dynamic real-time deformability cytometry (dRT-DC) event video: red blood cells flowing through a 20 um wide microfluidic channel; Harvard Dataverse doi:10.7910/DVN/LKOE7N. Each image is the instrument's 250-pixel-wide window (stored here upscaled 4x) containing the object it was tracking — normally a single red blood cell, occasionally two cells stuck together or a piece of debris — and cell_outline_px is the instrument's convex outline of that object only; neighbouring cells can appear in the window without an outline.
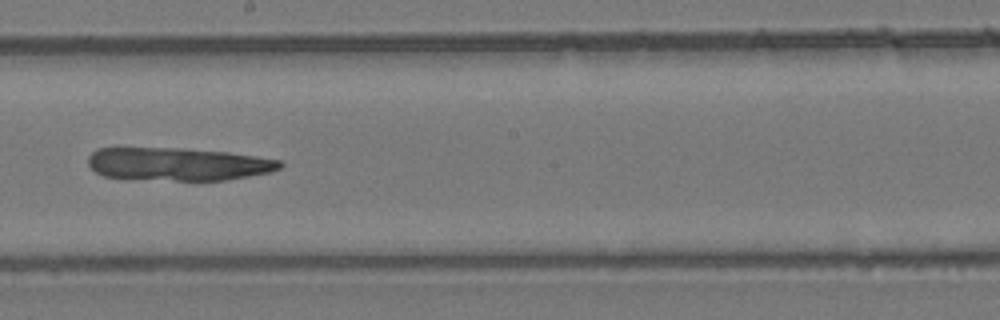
{"species": "common noctule bat (a hibernating species)", "species_latin": "Nyctalus noctula", "temperature_condition": "room temperature", "stored_images_in_passage": 47, "camera_frame_rate_fps": 3000, "um_per_image_px": 0.085, "animal": {"sex": "female", "body_mass_g": 24.6, "forearm_length_mm": 56.2}, "frame": {"image": 1, "passage_image": 24, "time_ms": 7.667, "image_size_px": [1000, 320], "cell_outline_px": [[284, 164], [280, 168], [268, 172], [224, 180], [176, 180], [104, 176], [96, 172], [88, 164], [88, 156], [96, 148], [184, 148], [228, 152], [280, 160]], "centroid_in_image_um": [15.12, 13.93], "position_along_channel_um": 233.1, "area_um2": 36.41}}
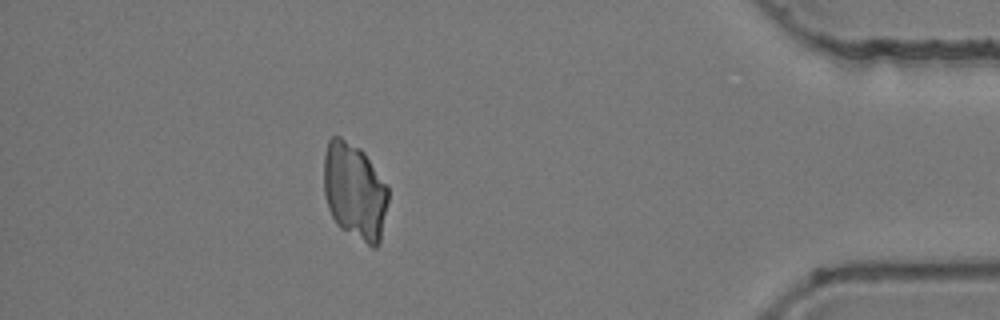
{"frame": {"image": 2, "passage_image": 41, "time_ms": 13.333, "image_size_px": [1000, 320], "cell_outline_px": [[388, 200], [380, 240], [376, 248], [372, 248], [340, 228], [336, 224], [328, 208], [324, 192], [324, 156], [328, 140], [332, 136], [340, 136], [360, 148], [364, 152], [388, 188]], "centroid_in_image_um": [30.13, 16.26], "position_along_channel_um": 405.1, "area_um2": 36.3}}